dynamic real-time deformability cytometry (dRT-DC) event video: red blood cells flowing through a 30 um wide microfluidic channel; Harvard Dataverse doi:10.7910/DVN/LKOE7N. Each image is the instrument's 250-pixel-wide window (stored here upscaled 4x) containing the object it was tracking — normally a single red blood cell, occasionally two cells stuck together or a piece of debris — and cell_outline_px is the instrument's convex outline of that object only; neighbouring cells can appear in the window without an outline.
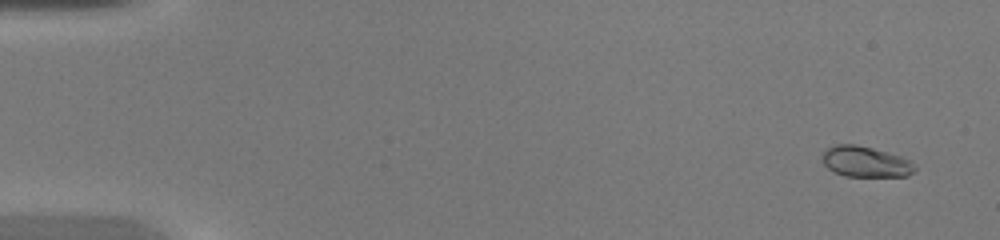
{"species": "common noctule bat (a hibernating species)", "species_latin": "Nyctalus noctula", "temperature_condition": "warm", "stored_images_in_passage": 49, "camera_frame_rate_fps": 3000, "um_per_image_px": 0.085, "animal": {"sex": "female", "body_mass_g": 20.0, "forearm_length_mm": 54.0}, "frame": {"image": 1, "passage_image": 3, "time_ms": 0.667, "image_size_px": [1000, 240], "cell_outline_px": [[916, 168], [908, 176], [844, 176], [828, 168], [820, 160], [820, 156], [824, 148], [836, 144], [856, 144], [888, 152], [900, 156], [916, 164]], "centroid_in_image_um": [73.51, 13.73], "position_along_channel_um": 11.5, "area_um2": 16.76}}
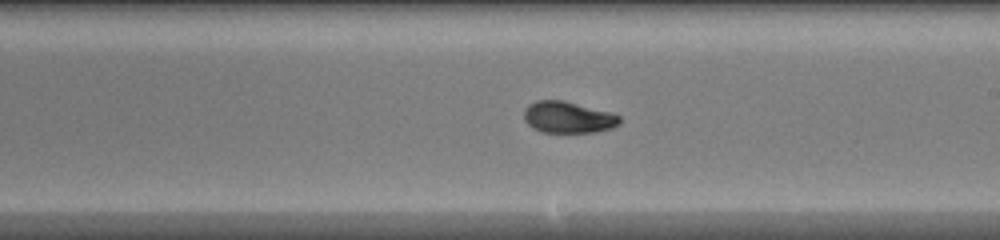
{"frame": {"image": 2, "passage_image": 29, "time_ms": 9.333, "image_size_px": [1000, 240], "cell_outline_px": [[620, 124], [612, 128], [596, 132], [540, 132], [532, 128], [524, 120], [524, 108], [528, 104], [536, 100], [560, 100], [608, 112], [620, 116]], "centroid_in_image_um": [48.24, 9.98], "position_along_channel_um": 240.8, "area_um2": 17.46}}
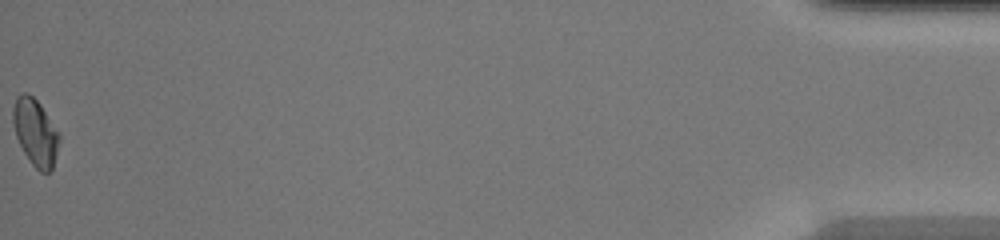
{"frame": {"image": 3, "passage_image": 49, "time_ms": 16.0, "image_size_px": [1000, 240], "cell_outline_px": [[60, 140], [52, 168], [48, 172], [40, 172], [32, 164], [24, 152], [16, 136], [12, 120], [12, 108], [16, 96], [24, 92], [28, 92], [40, 104], [60, 132]], "centroid_in_image_um": [3.0, 11.21], "position_along_channel_um": 432.2, "area_um2": 18.03}, "authors_computed_cell_mechanics": {"area_um2": 17.5134, "velocity_mm_per_s": 4.329, "shape_relaxation_time_tau1_ms": 4.9987, "shape_relaxation_time_tau2_ms": 1.4114, "deformation_change_tau1": 0.1875, "deformation_change_tau2": 0.0318}}